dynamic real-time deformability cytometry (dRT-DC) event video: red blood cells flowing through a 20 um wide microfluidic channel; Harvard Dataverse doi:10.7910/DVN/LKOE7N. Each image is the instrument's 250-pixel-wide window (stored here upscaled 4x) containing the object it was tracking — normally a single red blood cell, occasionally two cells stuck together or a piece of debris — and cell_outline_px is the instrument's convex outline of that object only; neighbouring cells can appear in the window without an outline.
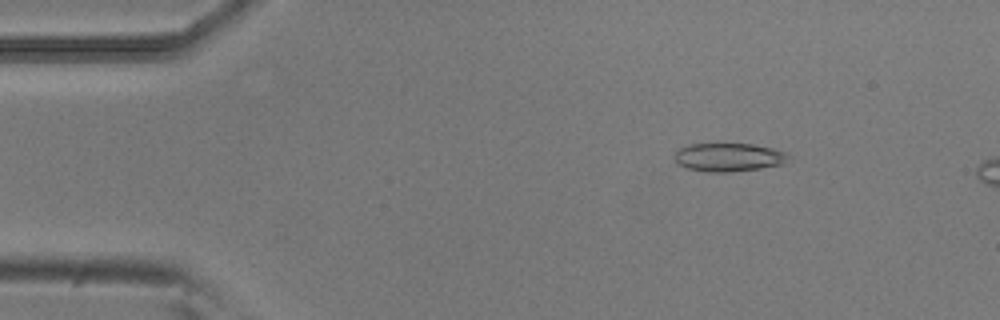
{"species": "common noctule bat (a hibernating species)", "species_latin": "Nyctalus noctula", "temperature_condition": "room temperature", "stored_images_in_passage": 52, "camera_frame_rate_fps": 3000, "um_per_image_px": 0.085, "animal": {"sex": "male", "body_mass_g": 20.5, "forearm_length_mm": 52.5}, "frame": {"image": 1, "passage_image": 8, "time_ms": 2.333, "image_size_px": [1000, 320], "cell_outline_px": [[792, 156], [784, 164], [760, 168], [732, 172], [708, 172], [688, 168], [676, 164], [672, 156], [680, 148], [688, 144], [752, 144], [772, 148], [788, 152]], "centroid_in_image_um": [61.95, 13.37], "position_along_channel_um": 23.1, "area_um2": 19.13}}
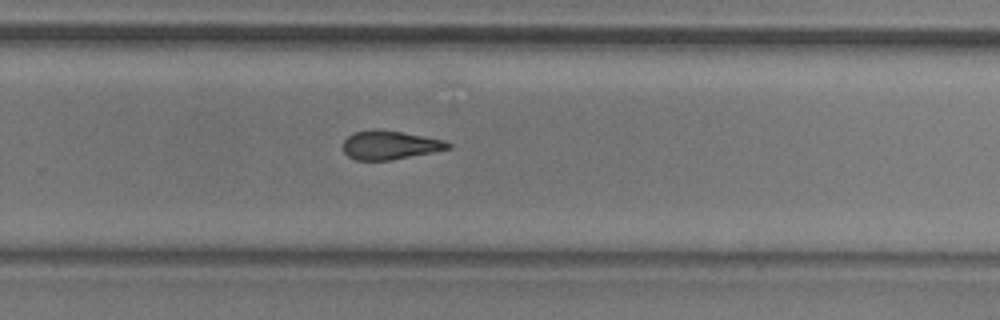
{"frame": {"image": 2, "passage_image": 35, "time_ms": 11.333, "image_size_px": [1000, 320], "cell_outline_px": [[452, 148], [392, 160], [356, 160], [348, 156], [344, 152], [344, 140], [348, 136], [356, 132], [376, 128], [400, 132], [444, 140], [452, 144]], "centroid_in_image_um": [33.14, 12.33], "position_along_channel_um": 296.7, "area_um2": 17.46}}
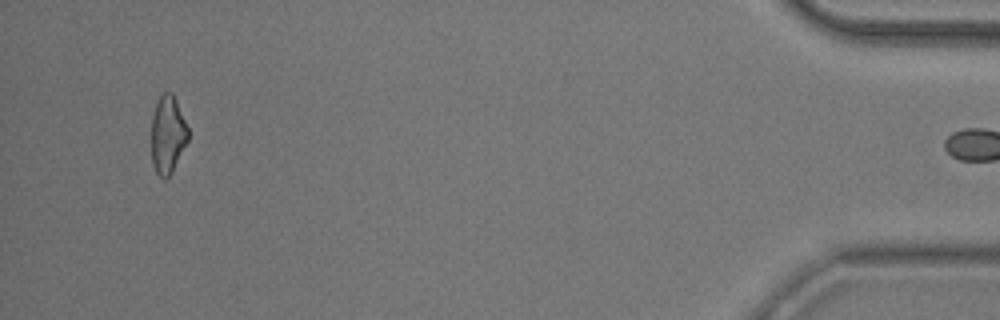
{"frame": {"image": 3, "passage_image": 51, "time_ms": 16.667, "image_size_px": [1000, 320], "cell_outline_px": [[188, 140], [172, 172], [164, 180], [156, 172], [152, 164], [152, 116], [156, 104], [160, 96], [164, 92], [172, 92], [176, 100], [188, 128]], "centroid_in_image_um": [14.25, 11.45], "position_along_channel_um": 420.9, "area_um2": 16.47}, "authors_computed_cell_mechanics": {"area_um2": 18.3226, "velocity_mm_per_s": 3.8113, "shape_relaxation_time_tau1_ms": 5.4302, "shape_relaxation_time_tau2_ms": 7.2205, "deformation_change_tau1": 0.1627, "deformation_change_tau2": 0.1392}}